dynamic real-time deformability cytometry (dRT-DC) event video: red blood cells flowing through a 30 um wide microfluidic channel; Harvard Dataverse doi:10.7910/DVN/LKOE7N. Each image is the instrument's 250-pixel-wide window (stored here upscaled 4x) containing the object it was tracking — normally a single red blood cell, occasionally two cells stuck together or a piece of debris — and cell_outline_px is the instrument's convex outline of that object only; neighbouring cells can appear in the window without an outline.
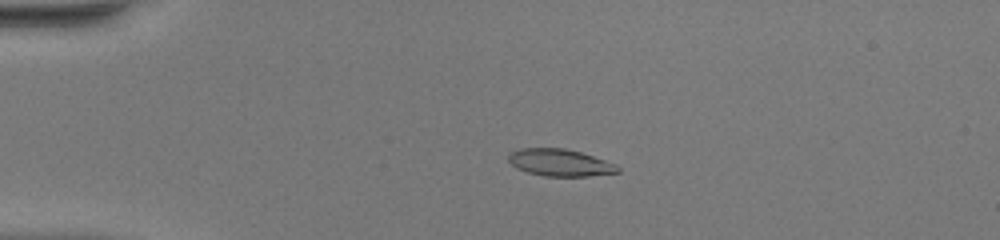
{"species": "common noctule bat (a hibernating species)", "species_latin": "Nyctalus noctula", "temperature_condition": "warm", "stored_images_in_passage": 52, "camera_frame_rate_fps": 3000, "um_per_image_px": 0.085, "animal": {"sex": "female", "body_mass_g": 20.0, "forearm_length_mm": 54.0}, "frame": {"image": 1, "passage_image": 13, "time_ms": 4.0, "image_size_px": [1000, 240], "cell_outline_px": [[620, 172], [588, 176], [544, 176], [528, 172], [516, 168], [508, 160], [508, 152], [520, 148], [564, 148], [580, 152], [616, 164], [620, 168]], "centroid_in_image_um": [47.57, 13.82], "position_along_channel_um": 37.4, "area_um2": 17.22}}
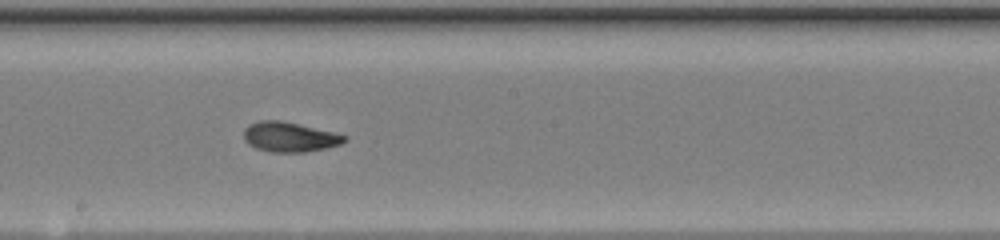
{"frame": {"image": 2, "passage_image": 30, "time_ms": 9.667, "image_size_px": [1000, 240], "cell_outline_px": [[348, 140], [340, 144], [324, 148], [304, 152], [268, 152], [256, 148], [248, 144], [244, 140], [244, 128], [248, 124], [260, 120], [280, 120], [332, 132], [348, 136]], "centroid_in_image_um": [24.57, 11.64], "position_along_channel_um": 223.6, "area_um2": 17.46}}
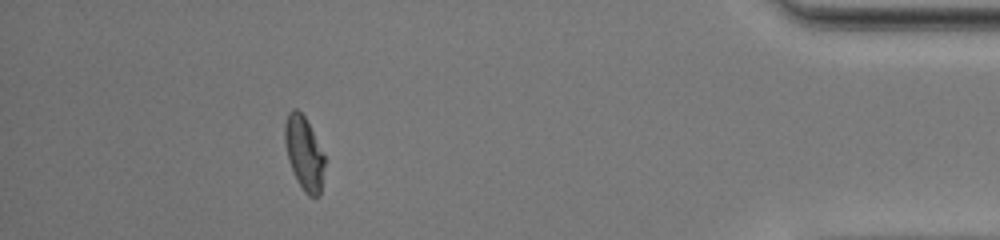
{"frame": {"image": 3, "passage_image": 47, "time_ms": 15.333, "image_size_px": [1000, 240], "cell_outline_px": [[324, 164], [320, 196], [308, 196], [304, 192], [288, 160], [284, 144], [284, 124], [288, 112], [292, 108], [296, 108], [304, 116], [324, 156]], "centroid_in_image_um": [25.81, 13.0], "position_along_channel_um": 409.4, "area_um2": 16.7}, "authors_computed_cell_mechanics": {"area_um2": 17.1955, "velocity_mm_per_s": 4.1343, "shape_relaxation_time_tau1_ms": 6.3857, "shape_relaxation_time_tau2_ms": 1.5841, "deformation_change_tau1": 0.2557, "deformation_change_tau2": 0.0699}}